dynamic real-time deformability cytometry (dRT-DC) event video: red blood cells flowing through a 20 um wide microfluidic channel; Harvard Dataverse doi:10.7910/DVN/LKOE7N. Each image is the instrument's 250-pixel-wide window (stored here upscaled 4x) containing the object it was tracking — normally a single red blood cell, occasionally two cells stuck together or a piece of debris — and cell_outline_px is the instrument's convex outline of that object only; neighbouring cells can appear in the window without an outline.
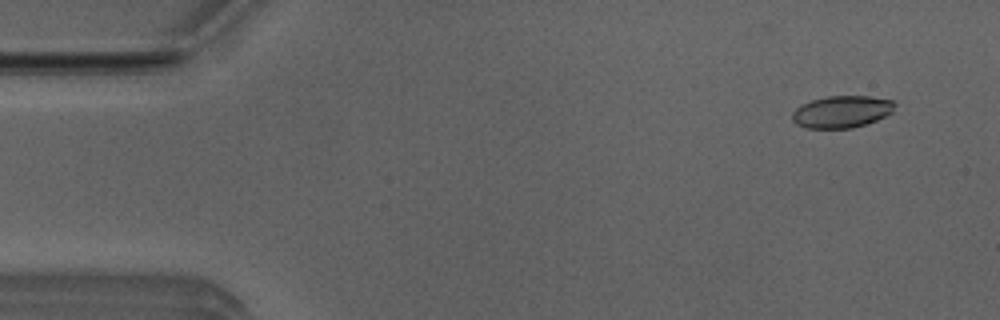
{"species": "Egyptian fruit bat (a non-hibernating species)", "species_latin": "Rousettus aegyptiacus", "temperature_condition": "room temperature", "stored_images_in_passage": 8, "camera_frame_rate_fps": 3000, "um_per_image_px": 0.085, "animal": {"sex": "male"}, "frame": {"image": 1, "passage_image": 1, "time_ms": 0.0, "image_size_px": [1000, 320], "cell_outline_px": [[896, 104], [892, 112], [876, 120], [852, 128], [808, 128], [796, 124], [792, 120], [792, 112], [800, 104], [812, 100], [828, 96], [868, 96], [892, 100]], "centroid_in_image_um": [71.52, 9.49], "position_along_channel_um": 13.5, "area_um2": 19.07}}
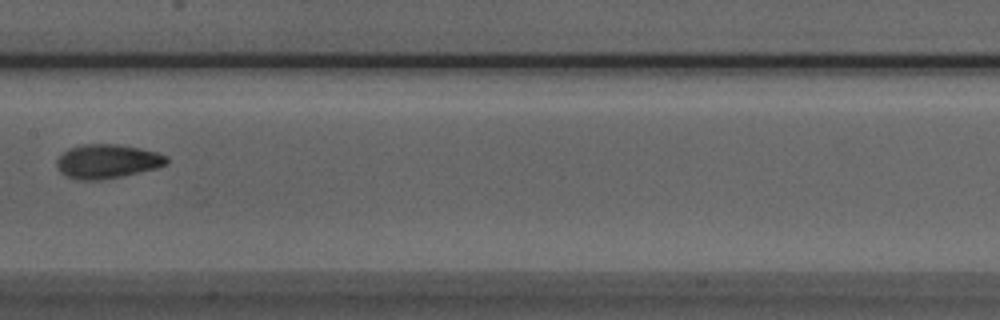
{"frame": {"image": 2, "passage_image": 7, "time_ms": 2.0, "image_size_px": [1000, 320], "cell_outline_px": [[168, 164], [156, 168], [120, 176], [100, 180], [80, 180], [64, 176], [60, 172], [56, 164], [56, 160], [68, 148], [84, 144], [116, 144], [140, 148], [156, 152], [168, 156]], "centroid_in_image_um": [9.1, 13.71], "position_along_channel_um": 198.3, "area_um2": 21.79}}
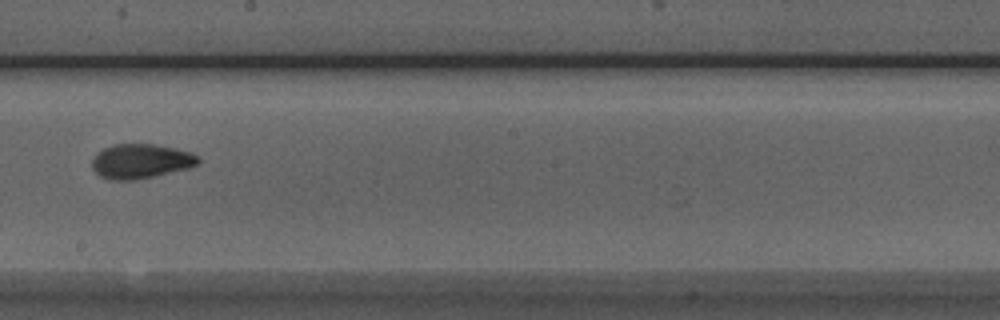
{"frame": {"image": 3, "passage_image": 8, "time_ms": 2.333, "image_size_px": [1000, 320], "cell_outline_px": [[200, 160], [196, 164], [188, 168], [152, 176], [132, 180], [108, 180], [100, 176], [92, 168], [92, 160], [96, 152], [112, 144], [156, 144], [176, 148], [192, 152]], "centroid_in_image_um": [11.92, 13.69], "position_along_channel_um": 236.3, "area_um2": 21.33}}